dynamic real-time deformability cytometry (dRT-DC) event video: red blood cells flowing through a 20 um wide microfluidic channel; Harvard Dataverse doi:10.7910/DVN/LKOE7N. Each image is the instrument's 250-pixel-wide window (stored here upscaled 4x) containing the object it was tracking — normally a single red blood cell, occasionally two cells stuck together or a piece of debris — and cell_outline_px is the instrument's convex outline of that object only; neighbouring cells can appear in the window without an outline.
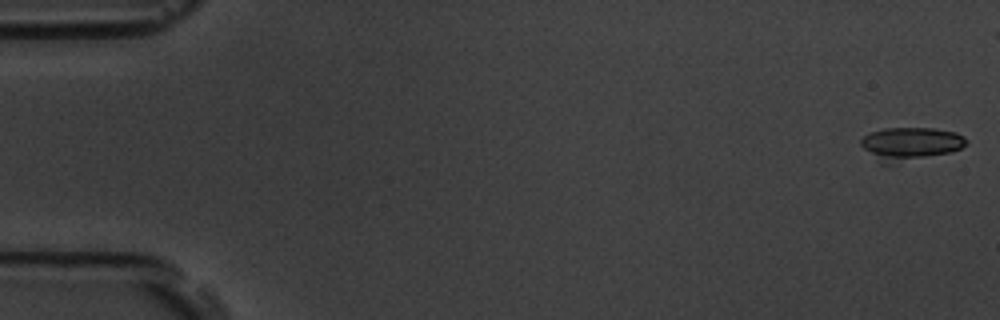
{"species": "common noctule bat (a hibernating species)", "species_latin": "Nyctalus noctula", "temperature_condition": "room temperature", "stored_images_in_passage": 58, "camera_frame_rate_fps": 3000, "um_per_image_px": 0.085, "animal": {"sex": "male", "body_mass_g": 19.5, "forearm_length_mm": 54.6}, "frame": {"image": 1, "passage_image": 1, "time_ms": 0.0, "image_size_px": [1000, 320], "cell_outline_px": [[968, 144], [952, 152], [888, 164], [880, 164], [860, 144], [860, 140], [864, 136], [872, 132], [884, 128], [932, 128], [956, 132], [964, 136], [968, 140]], "centroid_in_image_um": [77.4, 12.21], "position_along_channel_um": 7.6, "area_um2": 20.23}}
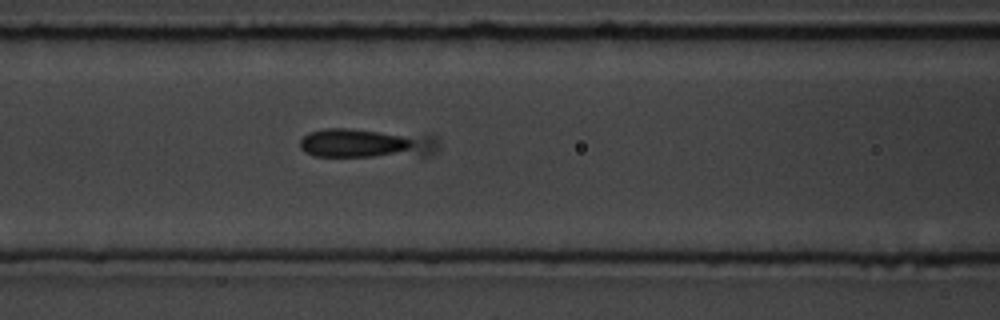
{"frame": {"image": 2, "passage_image": 23, "time_ms": 7.333, "image_size_px": [1000, 320], "cell_outline_px": [[440, 144], [428, 156], [312, 156], [304, 152], [300, 148], [300, 140], [308, 132], [324, 128], [344, 128], [428, 132], [436, 136]], "centroid_in_image_um": [31.27, 12.14], "position_along_channel_um": 135.3, "area_um2": 24.91}}
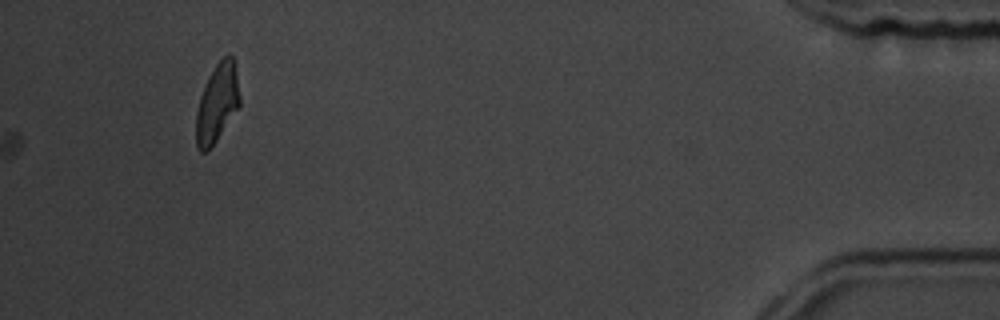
{"frame": {"image": 3, "passage_image": 58, "time_ms": 19.0, "image_size_px": [1000, 320], "cell_outline_px": [[240, 104], [208, 152], [200, 152], [196, 148], [196, 112], [200, 96], [204, 84], [208, 76], [216, 64], [228, 52], [232, 56], [236, 64], [240, 96]], "centroid_in_image_um": [18.45, 8.73], "position_along_channel_um": 416.8, "area_um2": 20.11}}